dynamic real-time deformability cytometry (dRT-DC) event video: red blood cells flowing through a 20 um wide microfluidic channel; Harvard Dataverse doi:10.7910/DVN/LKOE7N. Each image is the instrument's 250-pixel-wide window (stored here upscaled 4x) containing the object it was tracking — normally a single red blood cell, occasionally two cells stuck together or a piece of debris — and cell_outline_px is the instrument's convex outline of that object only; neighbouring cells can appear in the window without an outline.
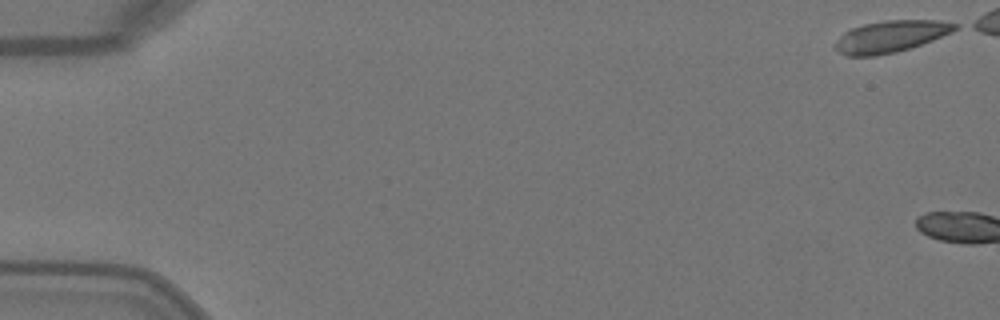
{"species": "Egyptian fruit bat (a non-hibernating species)", "species_latin": "Rousettus aegyptiacus", "temperature_condition": "warm", "stored_images_in_passage": 9, "camera_frame_rate_fps": 3000, "um_per_image_px": 0.085, "animal": {"sex": "female"}, "frame": {"image": 1, "passage_image": 1, "time_ms": 0.0, "image_size_px": [1000, 320], "cell_outline_px": [[960, 28], [952, 32], [932, 40], [896, 52], [876, 56], [848, 56], [840, 52], [836, 48], [836, 40], [844, 32], [852, 28], [864, 24], [884, 20], [940, 20], [960, 24]], "centroid_in_image_um": [75.74, 3.08], "position_along_channel_um": 9.3, "area_um2": 22.08}}